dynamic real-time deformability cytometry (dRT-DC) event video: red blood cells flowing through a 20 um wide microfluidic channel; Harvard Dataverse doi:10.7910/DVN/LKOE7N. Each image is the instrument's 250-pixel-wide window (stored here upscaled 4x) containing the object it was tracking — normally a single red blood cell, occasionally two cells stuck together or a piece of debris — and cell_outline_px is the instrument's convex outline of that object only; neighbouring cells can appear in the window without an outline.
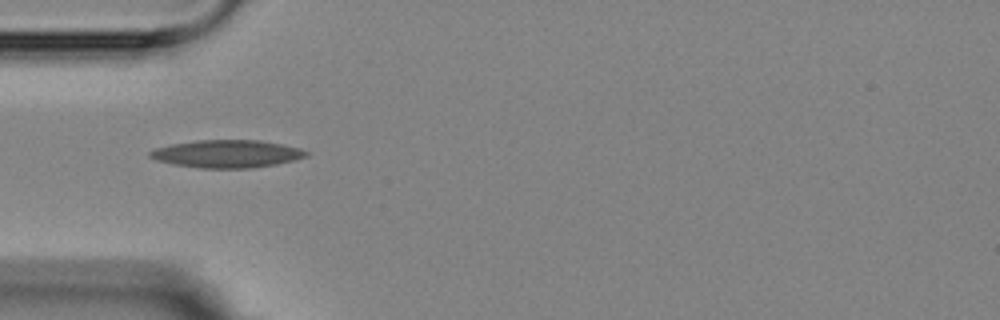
{"species": "Egyptian fruit bat (a non-hibernating species)", "species_latin": "Rousettus aegyptiacus", "temperature_condition": "room temperature", "stored_images_in_passage": 11, "camera_frame_rate_fps": 3000, "um_per_image_px": 0.085, "animal": {"sex": "female"}, "frame": {"image": 1, "passage_image": 1, "time_ms": 0.0, "image_size_px": [1000, 320], "cell_outline_px": [[308, 156], [296, 160], [276, 164], [252, 168], [200, 168], [172, 164], [156, 160], [148, 156], [148, 152], [156, 148], [172, 144], [196, 140], [260, 140], [300, 148], [308, 152]], "centroid_in_image_um": [19.29, 13.08], "position_along_channel_um": 65.7, "area_um2": 25.26}}
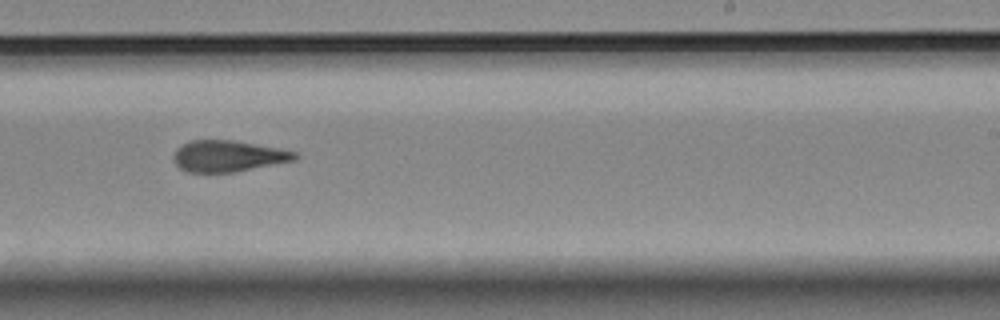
{"frame": {"image": 2, "passage_image": 6, "time_ms": 5.667, "image_size_px": [1000, 320], "cell_outline_px": [[300, 156], [296, 160], [232, 172], [188, 172], [180, 168], [176, 164], [172, 156], [176, 148], [180, 144], [192, 140], [232, 140], [276, 148], [296, 152]], "centroid_in_image_um": [19.35, 13.26], "position_along_channel_um": 269.7, "area_um2": 21.96}}
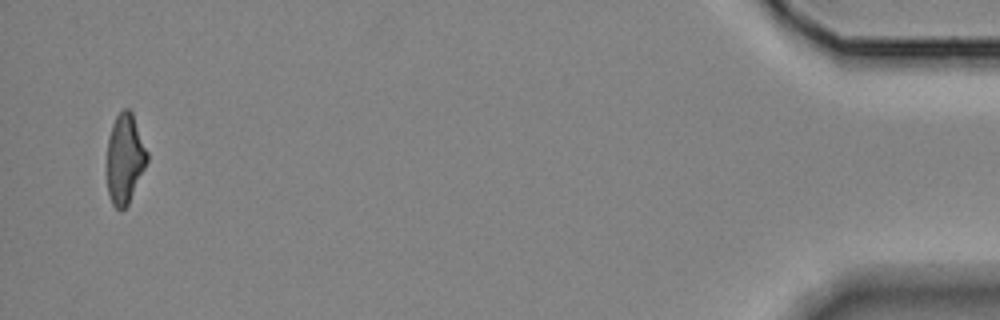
{"frame": {"image": 3, "passage_image": 11, "time_ms": 12.333, "image_size_px": [1000, 320], "cell_outline_px": [[148, 160], [128, 204], [120, 212], [112, 204], [108, 192], [108, 136], [112, 124], [116, 116], [124, 108], [128, 108], [132, 112], [148, 152]], "centroid_in_image_um": [10.62, 13.48], "position_along_channel_um": 424.6, "area_um2": 20.81}, "authors_computed_cell_mechanics": {"area_um2": 22.5998, "velocity_mm_per_s": 3.5905, "shape_relaxation_time_tau1_ms": null, "shape_relaxation_time_tau2_ms": 3.523, "deformation_change_tau1": null, "deformation_change_tau2": 0.1252}}